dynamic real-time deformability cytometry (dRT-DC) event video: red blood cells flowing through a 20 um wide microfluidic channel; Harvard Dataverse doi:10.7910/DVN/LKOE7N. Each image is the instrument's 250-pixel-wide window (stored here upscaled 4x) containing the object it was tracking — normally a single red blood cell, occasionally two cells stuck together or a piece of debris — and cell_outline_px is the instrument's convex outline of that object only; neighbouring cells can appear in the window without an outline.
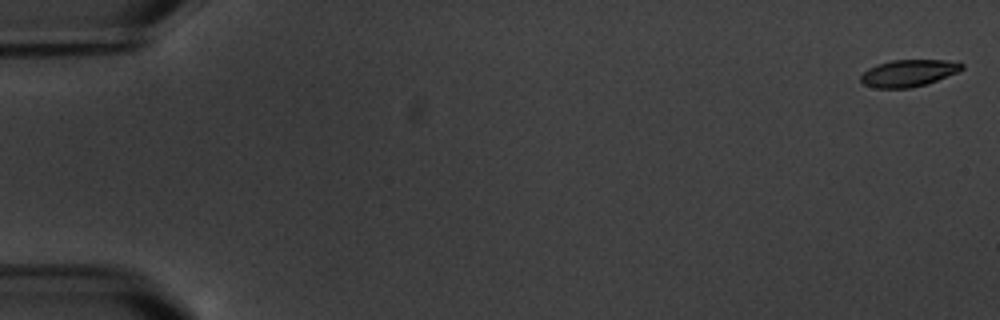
{"species": "common noctule bat (a hibernating species)", "species_latin": "Nyctalus noctula", "temperature_condition": "warm", "stored_images_in_passage": 5, "camera_frame_rate_fps": 3000, "um_per_image_px": 0.085, "animal": {"sex": "male", "body_mass_g": 20.1, "forearm_length_mm": 53.5}, "frame": {"image": 1, "passage_image": 1, "time_ms": 0.0, "image_size_px": [1000, 320], "cell_outline_px": [[964, 68], [960, 72], [928, 84], [908, 88], [876, 88], [864, 84], [860, 80], [860, 76], [868, 68], [876, 64], [892, 60], [944, 60], [964, 64]], "centroid_in_image_um": [77.24, 6.22], "position_along_channel_um": 7.8, "area_um2": 16.01}}
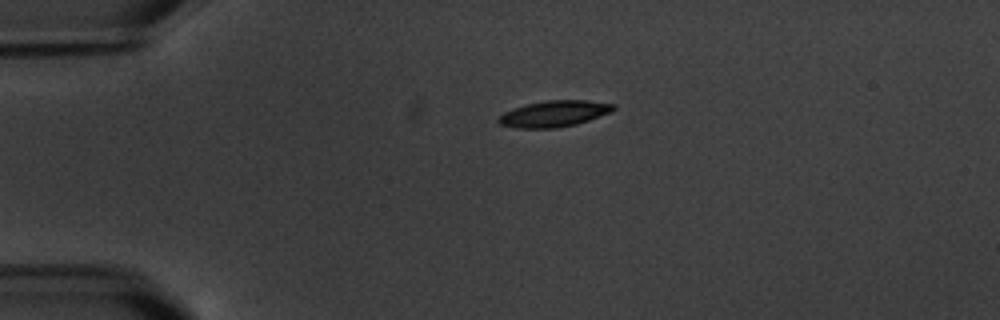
{"frame": {"image": 2, "passage_image": 4, "time_ms": 4.333, "image_size_px": [1000, 320], "cell_outline_px": [[616, 108], [612, 112], [576, 124], [556, 128], [516, 128], [500, 124], [496, 120], [504, 112], [512, 108], [528, 104], [548, 100], [584, 100], [616, 104]], "centroid_in_image_um": [47.11, 9.66], "position_along_channel_um": 37.9, "area_um2": 17.51}}